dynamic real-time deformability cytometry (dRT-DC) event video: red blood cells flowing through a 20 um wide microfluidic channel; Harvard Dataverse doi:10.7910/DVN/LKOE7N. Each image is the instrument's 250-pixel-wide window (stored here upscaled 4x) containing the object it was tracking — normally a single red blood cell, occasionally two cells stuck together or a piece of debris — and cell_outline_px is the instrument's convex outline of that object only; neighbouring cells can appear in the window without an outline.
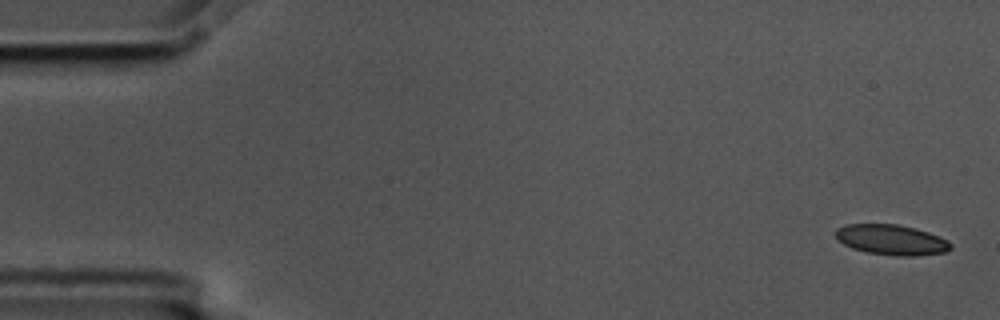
{"species": "common noctule bat (a hibernating species)", "species_latin": "Nyctalus noctula", "temperature_condition": "cold", "stored_images_in_passage": 56, "camera_frame_rate_fps": 3000, "um_per_image_px": 0.085, "animal": {"sex": "male", "body_mass_g": 17.5, "forearm_length_mm": 52.3}, "frame": {"image": 1, "passage_image": 1, "time_ms": 0.0, "image_size_px": [1000, 320], "cell_outline_px": [[952, 248], [944, 252], [912, 256], [896, 256], [868, 252], [852, 248], [836, 240], [836, 228], [848, 224], [896, 224], [916, 228], [928, 232], [948, 240], [952, 244]], "centroid_in_image_um": [75.77, 20.38], "position_along_channel_um": 9.2, "area_um2": 20.29}}
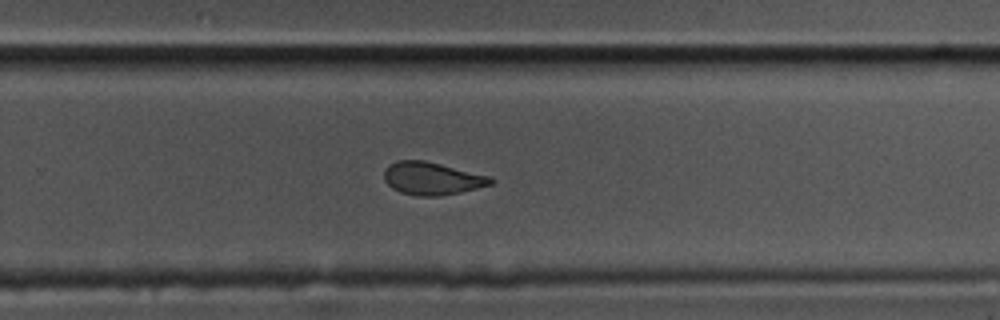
{"frame": {"image": 2, "passage_image": 36, "time_ms": 11.667, "image_size_px": [1000, 320], "cell_outline_px": [[496, 180], [492, 184], [460, 192], [440, 196], [420, 196], [400, 192], [392, 188], [384, 180], [384, 168], [388, 164], [396, 160], [424, 160], [492, 176]], "centroid_in_image_um": [36.72, 15.16], "position_along_channel_um": 293.1, "area_um2": 20.52}}
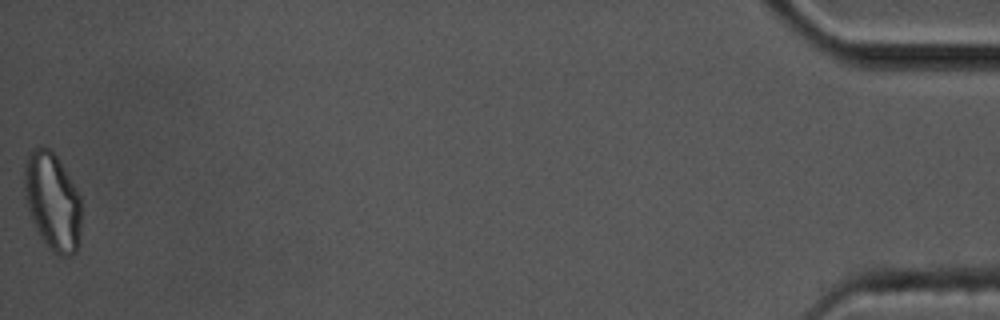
{"frame": {"image": 3, "passage_image": 56, "time_ms": 18.333, "image_size_px": [1000, 320], "cell_outline_px": [[80, 244], [76, 252], [72, 256], [60, 256], [52, 252], [44, 244], [32, 220], [24, 196], [24, 160], [28, 152], [32, 148], [48, 148], [56, 156], [80, 196]], "centroid_in_image_um": [4.44, 17.17], "position_along_channel_um": 430.8, "area_um2": 32.6}, "authors_computed_cell_mechanics": {"area_um2": 20.808, "velocity_mm_per_s": 3.5437, "shape_relaxation_time_tau1_ms": 6.1358, "shape_relaxation_time_tau2_ms": 2.6343, "deformation_change_tau1": 0.1253, "deformation_change_tau2": 0.07}}